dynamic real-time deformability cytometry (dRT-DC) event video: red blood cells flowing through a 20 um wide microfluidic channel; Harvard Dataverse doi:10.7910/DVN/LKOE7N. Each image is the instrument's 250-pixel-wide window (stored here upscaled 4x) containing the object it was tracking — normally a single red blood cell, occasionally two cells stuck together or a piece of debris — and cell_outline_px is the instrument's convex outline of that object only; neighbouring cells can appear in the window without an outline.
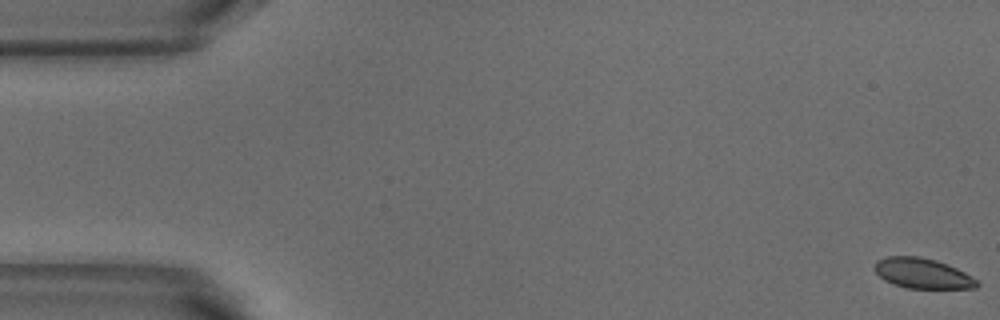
{"species": "common noctule bat (a hibernating species)", "species_latin": "Nyctalus noctula", "temperature_condition": "warm", "stored_images_in_passage": 54, "segment_of_instrument_passage": [1, 2], "camera_frame_rate_fps": 3000, "um_per_image_px": 0.085, "animal": {"sex": "male", "body_mass_g": 18.8}, "frame": {"image": 1, "passage_image": 1, "time_ms": 0.0, "image_size_px": [1000, 320], "cell_outline_px": [[980, 284], [976, 288], [908, 288], [892, 284], [884, 280], [872, 268], [876, 260], [888, 256], [920, 256], [936, 260], [948, 264], [972, 276]], "centroid_in_image_um": [78.38, 23.23], "position_along_channel_um": 6.6, "area_um2": 18.15}}
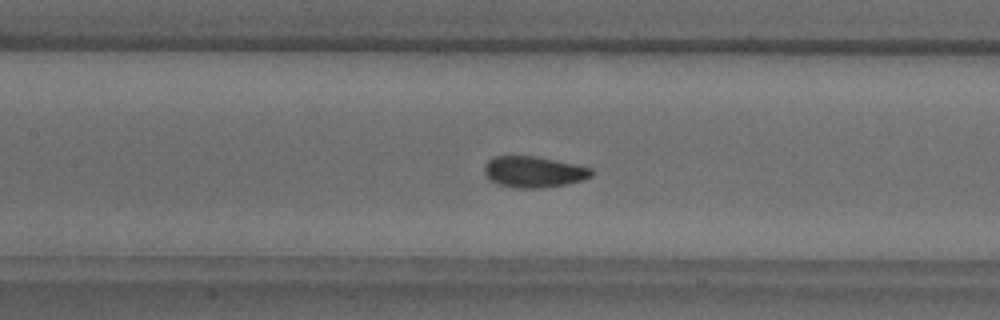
{"frame": {"image": 2, "passage_image": 24, "time_ms": 7.667, "image_size_px": [1000, 320], "cell_outline_px": [[596, 172], [592, 176], [580, 180], [564, 184], [544, 188], [516, 188], [500, 184], [488, 180], [484, 172], [484, 164], [488, 160], [496, 156], [536, 156], [592, 168]], "centroid_in_image_um": [45.35, 14.61], "position_along_channel_um": 162.1, "area_um2": 19.42}}
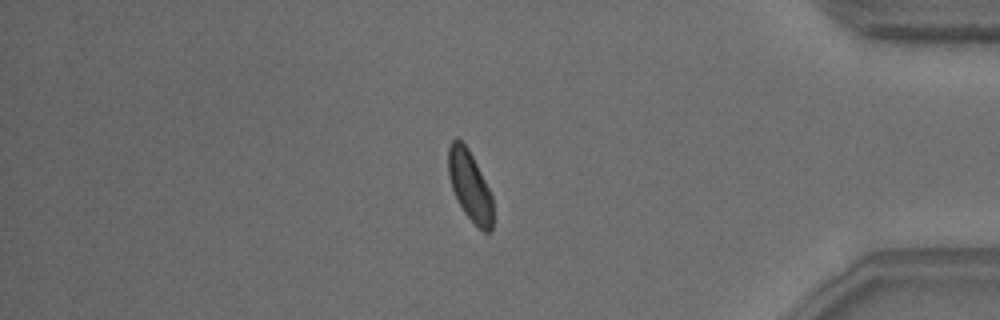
{"frame": {"image": 3, "passage_image": 45, "time_ms": 14.667, "image_size_px": [1000, 320], "cell_outline_px": [[492, 228], [488, 232], [484, 232], [464, 212], [452, 188], [448, 176], [448, 148], [452, 140], [456, 136], [468, 148], [492, 196]], "centroid_in_image_um": [39.91, 15.76], "position_along_channel_um": 395.3, "area_um2": 17.74}}